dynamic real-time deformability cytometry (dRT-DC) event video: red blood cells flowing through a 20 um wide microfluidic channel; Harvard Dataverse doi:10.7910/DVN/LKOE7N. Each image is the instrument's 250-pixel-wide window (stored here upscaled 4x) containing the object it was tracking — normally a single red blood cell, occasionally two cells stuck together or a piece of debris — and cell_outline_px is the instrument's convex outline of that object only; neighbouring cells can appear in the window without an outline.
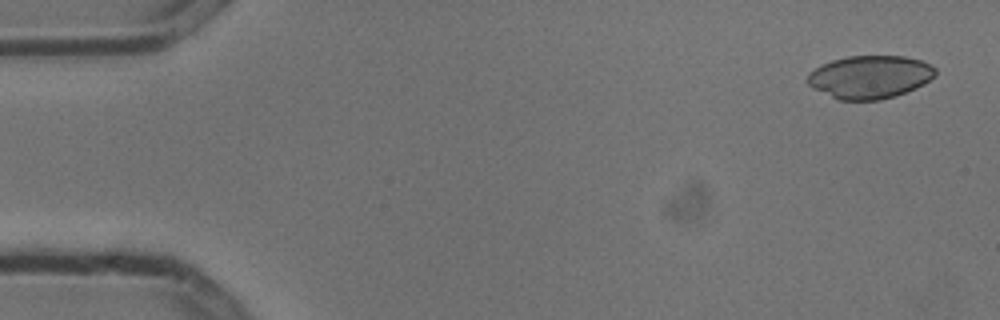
{"species": "common noctule bat (a hibernating species)", "species_latin": "Nyctalus noctula", "temperature_condition": "cold", "stored_images_in_passage": 4, "camera_frame_rate_fps": 3000, "um_per_image_px": 0.085, "animal": {"sex": "male", "body_mass_g": 13.3}, "frame": {"image": 1, "passage_image": 1, "time_ms": 0.0, "image_size_px": [1000, 320], "cell_outline_px": [[936, 76], [924, 84], [916, 88], [896, 96], [880, 100], [840, 100], [812, 88], [804, 80], [808, 72], [832, 60], [848, 56], [904, 56], [920, 60], [936, 68]], "centroid_in_image_um": [73.93, 6.55], "position_along_channel_um": 11.1, "area_um2": 32.19}}